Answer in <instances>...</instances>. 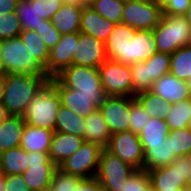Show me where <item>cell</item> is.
<instances>
[{
    "mask_svg": "<svg viewBox=\"0 0 191 191\" xmlns=\"http://www.w3.org/2000/svg\"><path fill=\"white\" fill-rule=\"evenodd\" d=\"M150 91L170 104L191 98L186 81L180 80L170 73L155 81Z\"/></svg>",
    "mask_w": 191,
    "mask_h": 191,
    "instance_id": "17",
    "label": "cell"
},
{
    "mask_svg": "<svg viewBox=\"0 0 191 191\" xmlns=\"http://www.w3.org/2000/svg\"><path fill=\"white\" fill-rule=\"evenodd\" d=\"M49 83L57 90L61 105L86 118L99 109L106 97L85 96L77 90L64 87L55 77Z\"/></svg>",
    "mask_w": 191,
    "mask_h": 191,
    "instance_id": "12",
    "label": "cell"
},
{
    "mask_svg": "<svg viewBox=\"0 0 191 191\" xmlns=\"http://www.w3.org/2000/svg\"><path fill=\"white\" fill-rule=\"evenodd\" d=\"M35 31L46 44L49 51L59 43L62 36V34L53 26L51 20L47 19H44Z\"/></svg>",
    "mask_w": 191,
    "mask_h": 191,
    "instance_id": "42",
    "label": "cell"
},
{
    "mask_svg": "<svg viewBox=\"0 0 191 191\" xmlns=\"http://www.w3.org/2000/svg\"><path fill=\"white\" fill-rule=\"evenodd\" d=\"M145 63L149 67L150 79L153 82L170 73V54L156 52Z\"/></svg>",
    "mask_w": 191,
    "mask_h": 191,
    "instance_id": "38",
    "label": "cell"
},
{
    "mask_svg": "<svg viewBox=\"0 0 191 191\" xmlns=\"http://www.w3.org/2000/svg\"><path fill=\"white\" fill-rule=\"evenodd\" d=\"M5 69H4V66H3V61H2V58H1V55H0V76H5Z\"/></svg>",
    "mask_w": 191,
    "mask_h": 191,
    "instance_id": "57",
    "label": "cell"
},
{
    "mask_svg": "<svg viewBox=\"0 0 191 191\" xmlns=\"http://www.w3.org/2000/svg\"><path fill=\"white\" fill-rule=\"evenodd\" d=\"M124 5L116 0H96L90 7L116 25L123 23Z\"/></svg>",
    "mask_w": 191,
    "mask_h": 191,
    "instance_id": "35",
    "label": "cell"
},
{
    "mask_svg": "<svg viewBox=\"0 0 191 191\" xmlns=\"http://www.w3.org/2000/svg\"><path fill=\"white\" fill-rule=\"evenodd\" d=\"M162 17V9L150 0L128 2L123 9V23L136 30H154Z\"/></svg>",
    "mask_w": 191,
    "mask_h": 191,
    "instance_id": "11",
    "label": "cell"
},
{
    "mask_svg": "<svg viewBox=\"0 0 191 191\" xmlns=\"http://www.w3.org/2000/svg\"><path fill=\"white\" fill-rule=\"evenodd\" d=\"M22 30L16 12L0 16V41L18 37Z\"/></svg>",
    "mask_w": 191,
    "mask_h": 191,
    "instance_id": "40",
    "label": "cell"
},
{
    "mask_svg": "<svg viewBox=\"0 0 191 191\" xmlns=\"http://www.w3.org/2000/svg\"><path fill=\"white\" fill-rule=\"evenodd\" d=\"M54 131L73 134L83 138L85 118L61 105L56 116Z\"/></svg>",
    "mask_w": 191,
    "mask_h": 191,
    "instance_id": "29",
    "label": "cell"
},
{
    "mask_svg": "<svg viewBox=\"0 0 191 191\" xmlns=\"http://www.w3.org/2000/svg\"><path fill=\"white\" fill-rule=\"evenodd\" d=\"M84 139L80 136L54 131L49 151L50 160L59 166L77 151Z\"/></svg>",
    "mask_w": 191,
    "mask_h": 191,
    "instance_id": "19",
    "label": "cell"
},
{
    "mask_svg": "<svg viewBox=\"0 0 191 191\" xmlns=\"http://www.w3.org/2000/svg\"><path fill=\"white\" fill-rule=\"evenodd\" d=\"M54 131L25 123L20 147L27 152L49 153Z\"/></svg>",
    "mask_w": 191,
    "mask_h": 191,
    "instance_id": "25",
    "label": "cell"
},
{
    "mask_svg": "<svg viewBox=\"0 0 191 191\" xmlns=\"http://www.w3.org/2000/svg\"><path fill=\"white\" fill-rule=\"evenodd\" d=\"M191 117V98L171 104V109L165 119L170 130L187 128Z\"/></svg>",
    "mask_w": 191,
    "mask_h": 191,
    "instance_id": "34",
    "label": "cell"
},
{
    "mask_svg": "<svg viewBox=\"0 0 191 191\" xmlns=\"http://www.w3.org/2000/svg\"><path fill=\"white\" fill-rule=\"evenodd\" d=\"M186 83H187L189 92H190V94H191V77L186 81Z\"/></svg>",
    "mask_w": 191,
    "mask_h": 191,
    "instance_id": "58",
    "label": "cell"
},
{
    "mask_svg": "<svg viewBox=\"0 0 191 191\" xmlns=\"http://www.w3.org/2000/svg\"><path fill=\"white\" fill-rule=\"evenodd\" d=\"M151 179L152 191H169L183 189L185 191L189 183H179L177 172V158L168 166L159 167L147 171Z\"/></svg>",
    "mask_w": 191,
    "mask_h": 191,
    "instance_id": "21",
    "label": "cell"
},
{
    "mask_svg": "<svg viewBox=\"0 0 191 191\" xmlns=\"http://www.w3.org/2000/svg\"><path fill=\"white\" fill-rule=\"evenodd\" d=\"M130 106L131 97L128 96H107L99 106L112 135L129 131Z\"/></svg>",
    "mask_w": 191,
    "mask_h": 191,
    "instance_id": "13",
    "label": "cell"
},
{
    "mask_svg": "<svg viewBox=\"0 0 191 191\" xmlns=\"http://www.w3.org/2000/svg\"><path fill=\"white\" fill-rule=\"evenodd\" d=\"M7 116L5 107L3 106L2 103H0V122L2 119H4Z\"/></svg>",
    "mask_w": 191,
    "mask_h": 191,
    "instance_id": "53",
    "label": "cell"
},
{
    "mask_svg": "<svg viewBox=\"0 0 191 191\" xmlns=\"http://www.w3.org/2000/svg\"><path fill=\"white\" fill-rule=\"evenodd\" d=\"M136 170H143L144 152L138 134L123 131L110 137L106 148Z\"/></svg>",
    "mask_w": 191,
    "mask_h": 191,
    "instance_id": "10",
    "label": "cell"
},
{
    "mask_svg": "<svg viewBox=\"0 0 191 191\" xmlns=\"http://www.w3.org/2000/svg\"><path fill=\"white\" fill-rule=\"evenodd\" d=\"M169 191H184L183 189H173V190H169Z\"/></svg>",
    "mask_w": 191,
    "mask_h": 191,
    "instance_id": "62",
    "label": "cell"
},
{
    "mask_svg": "<svg viewBox=\"0 0 191 191\" xmlns=\"http://www.w3.org/2000/svg\"><path fill=\"white\" fill-rule=\"evenodd\" d=\"M130 71L133 81V97L151 90L154 82L150 79L149 67L145 62L130 65Z\"/></svg>",
    "mask_w": 191,
    "mask_h": 191,
    "instance_id": "36",
    "label": "cell"
},
{
    "mask_svg": "<svg viewBox=\"0 0 191 191\" xmlns=\"http://www.w3.org/2000/svg\"><path fill=\"white\" fill-rule=\"evenodd\" d=\"M80 177L66 174L62 172L60 169H57L52 177L50 191H72L75 189L79 181Z\"/></svg>",
    "mask_w": 191,
    "mask_h": 191,
    "instance_id": "43",
    "label": "cell"
},
{
    "mask_svg": "<svg viewBox=\"0 0 191 191\" xmlns=\"http://www.w3.org/2000/svg\"><path fill=\"white\" fill-rule=\"evenodd\" d=\"M120 191H152L149 173L145 170H136Z\"/></svg>",
    "mask_w": 191,
    "mask_h": 191,
    "instance_id": "41",
    "label": "cell"
},
{
    "mask_svg": "<svg viewBox=\"0 0 191 191\" xmlns=\"http://www.w3.org/2000/svg\"><path fill=\"white\" fill-rule=\"evenodd\" d=\"M177 157L171 149L170 140L166 138L162 144L150 145L144 152L143 170L149 171L170 165Z\"/></svg>",
    "mask_w": 191,
    "mask_h": 191,
    "instance_id": "26",
    "label": "cell"
},
{
    "mask_svg": "<svg viewBox=\"0 0 191 191\" xmlns=\"http://www.w3.org/2000/svg\"><path fill=\"white\" fill-rule=\"evenodd\" d=\"M37 1V10L41 18L51 20L52 16L61 8L63 0H31Z\"/></svg>",
    "mask_w": 191,
    "mask_h": 191,
    "instance_id": "44",
    "label": "cell"
},
{
    "mask_svg": "<svg viewBox=\"0 0 191 191\" xmlns=\"http://www.w3.org/2000/svg\"><path fill=\"white\" fill-rule=\"evenodd\" d=\"M150 117L166 119L171 109V104L151 91L142 92L135 96Z\"/></svg>",
    "mask_w": 191,
    "mask_h": 191,
    "instance_id": "32",
    "label": "cell"
},
{
    "mask_svg": "<svg viewBox=\"0 0 191 191\" xmlns=\"http://www.w3.org/2000/svg\"><path fill=\"white\" fill-rule=\"evenodd\" d=\"M177 172L179 183L191 184V159L189 156L177 157Z\"/></svg>",
    "mask_w": 191,
    "mask_h": 191,
    "instance_id": "47",
    "label": "cell"
},
{
    "mask_svg": "<svg viewBox=\"0 0 191 191\" xmlns=\"http://www.w3.org/2000/svg\"><path fill=\"white\" fill-rule=\"evenodd\" d=\"M115 24L100 16L91 7H83L81 12L80 32L106 42Z\"/></svg>",
    "mask_w": 191,
    "mask_h": 191,
    "instance_id": "18",
    "label": "cell"
},
{
    "mask_svg": "<svg viewBox=\"0 0 191 191\" xmlns=\"http://www.w3.org/2000/svg\"><path fill=\"white\" fill-rule=\"evenodd\" d=\"M169 132L170 128L164 119L152 117L138 134L143 152H145L150 145H158L166 141Z\"/></svg>",
    "mask_w": 191,
    "mask_h": 191,
    "instance_id": "27",
    "label": "cell"
},
{
    "mask_svg": "<svg viewBox=\"0 0 191 191\" xmlns=\"http://www.w3.org/2000/svg\"><path fill=\"white\" fill-rule=\"evenodd\" d=\"M116 1H118V2H120V3H123V4H126V3H128V2L136 1V0H116Z\"/></svg>",
    "mask_w": 191,
    "mask_h": 191,
    "instance_id": "59",
    "label": "cell"
},
{
    "mask_svg": "<svg viewBox=\"0 0 191 191\" xmlns=\"http://www.w3.org/2000/svg\"><path fill=\"white\" fill-rule=\"evenodd\" d=\"M136 171L118 156L103 149L95 178L105 191H120L128 178Z\"/></svg>",
    "mask_w": 191,
    "mask_h": 191,
    "instance_id": "6",
    "label": "cell"
},
{
    "mask_svg": "<svg viewBox=\"0 0 191 191\" xmlns=\"http://www.w3.org/2000/svg\"><path fill=\"white\" fill-rule=\"evenodd\" d=\"M4 191H32L22 174L5 175Z\"/></svg>",
    "mask_w": 191,
    "mask_h": 191,
    "instance_id": "46",
    "label": "cell"
},
{
    "mask_svg": "<svg viewBox=\"0 0 191 191\" xmlns=\"http://www.w3.org/2000/svg\"><path fill=\"white\" fill-rule=\"evenodd\" d=\"M98 70L106 96L133 97V81L129 65L107 59Z\"/></svg>",
    "mask_w": 191,
    "mask_h": 191,
    "instance_id": "8",
    "label": "cell"
},
{
    "mask_svg": "<svg viewBox=\"0 0 191 191\" xmlns=\"http://www.w3.org/2000/svg\"><path fill=\"white\" fill-rule=\"evenodd\" d=\"M61 107L57 90L48 82L28 104L23 115L28 125L54 131L56 116Z\"/></svg>",
    "mask_w": 191,
    "mask_h": 191,
    "instance_id": "4",
    "label": "cell"
},
{
    "mask_svg": "<svg viewBox=\"0 0 191 191\" xmlns=\"http://www.w3.org/2000/svg\"><path fill=\"white\" fill-rule=\"evenodd\" d=\"M136 29L125 23L116 24L105 42L107 59L128 65V48Z\"/></svg>",
    "mask_w": 191,
    "mask_h": 191,
    "instance_id": "16",
    "label": "cell"
},
{
    "mask_svg": "<svg viewBox=\"0 0 191 191\" xmlns=\"http://www.w3.org/2000/svg\"><path fill=\"white\" fill-rule=\"evenodd\" d=\"M187 128L191 130V117H190V119L188 121Z\"/></svg>",
    "mask_w": 191,
    "mask_h": 191,
    "instance_id": "60",
    "label": "cell"
},
{
    "mask_svg": "<svg viewBox=\"0 0 191 191\" xmlns=\"http://www.w3.org/2000/svg\"><path fill=\"white\" fill-rule=\"evenodd\" d=\"M191 4V0H169L162 8V16H184Z\"/></svg>",
    "mask_w": 191,
    "mask_h": 191,
    "instance_id": "45",
    "label": "cell"
},
{
    "mask_svg": "<svg viewBox=\"0 0 191 191\" xmlns=\"http://www.w3.org/2000/svg\"><path fill=\"white\" fill-rule=\"evenodd\" d=\"M107 60L105 43L79 32V41L72 56V64L98 68Z\"/></svg>",
    "mask_w": 191,
    "mask_h": 191,
    "instance_id": "14",
    "label": "cell"
},
{
    "mask_svg": "<svg viewBox=\"0 0 191 191\" xmlns=\"http://www.w3.org/2000/svg\"><path fill=\"white\" fill-rule=\"evenodd\" d=\"M185 191H191V184L186 187Z\"/></svg>",
    "mask_w": 191,
    "mask_h": 191,
    "instance_id": "61",
    "label": "cell"
},
{
    "mask_svg": "<svg viewBox=\"0 0 191 191\" xmlns=\"http://www.w3.org/2000/svg\"><path fill=\"white\" fill-rule=\"evenodd\" d=\"M150 1L162 9L168 3L169 0H150Z\"/></svg>",
    "mask_w": 191,
    "mask_h": 191,
    "instance_id": "51",
    "label": "cell"
},
{
    "mask_svg": "<svg viewBox=\"0 0 191 191\" xmlns=\"http://www.w3.org/2000/svg\"><path fill=\"white\" fill-rule=\"evenodd\" d=\"M0 55L5 74L48 76L45 68L31 56L30 51L19 36L1 40Z\"/></svg>",
    "mask_w": 191,
    "mask_h": 191,
    "instance_id": "2",
    "label": "cell"
},
{
    "mask_svg": "<svg viewBox=\"0 0 191 191\" xmlns=\"http://www.w3.org/2000/svg\"><path fill=\"white\" fill-rule=\"evenodd\" d=\"M188 156H189V158L191 159V151L189 152Z\"/></svg>",
    "mask_w": 191,
    "mask_h": 191,
    "instance_id": "63",
    "label": "cell"
},
{
    "mask_svg": "<svg viewBox=\"0 0 191 191\" xmlns=\"http://www.w3.org/2000/svg\"><path fill=\"white\" fill-rule=\"evenodd\" d=\"M176 157L188 156L191 151V130L188 128L170 130L168 137Z\"/></svg>",
    "mask_w": 191,
    "mask_h": 191,
    "instance_id": "37",
    "label": "cell"
},
{
    "mask_svg": "<svg viewBox=\"0 0 191 191\" xmlns=\"http://www.w3.org/2000/svg\"><path fill=\"white\" fill-rule=\"evenodd\" d=\"M112 136L104 117L99 109L85 118V133L83 139L106 149Z\"/></svg>",
    "mask_w": 191,
    "mask_h": 191,
    "instance_id": "24",
    "label": "cell"
},
{
    "mask_svg": "<svg viewBox=\"0 0 191 191\" xmlns=\"http://www.w3.org/2000/svg\"><path fill=\"white\" fill-rule=\"evenodd\" d=\"M5 190V174L0 171V191Z\"/></svg>",
    "mask_w": 191,
    "mask_h": 191,
    "instance_id": "52",
    "label": "cell"
},
{
    "mask_svg": "<svg viewBox=\"0 0 191 191\" xmlns=\"http://www.w3.org/2000/svg\"><path fill=\"white\" fill-rule=\"evenodd\" d=\"M79 41V32L63 34L59 43L49 51L45 68L50 78L55 77L63 69L72 65V56Z\"/></svg>",
    "mask_w": 191,
    "mask_h": 191,
    "instance_id": "15",
    "label": "cell"
},
{
    "mask_svg": "<svg viewBox=\"0 0 191 191\" xmlns=\"http://www.w3.org/2000/svg\"><path fill=\"white\" fill-rule=\"evenodd\" d=\"M184 17L186 18L188 23L191 25V4H190L186 14L184 15Z\"/></svg>",
    "mask_w": 191,
    "mask_h": 191,
    "instance_id": "54",
    "label": "cell"
},
{
    "mask_svg": "<svg viewBox=\"0 0 191 191\" xmlns=\"http://www.w3.org/2000/svg\"><path fill=\"white\" fill-rule=\"evenodd\" d=\"M55 78L64 87L77 90L85 96L107 97L98 68L72 64L63 69Z\"/></svg>",
    "mask_w": 191,
    "mask_h": 191,
    "instance_id": "5",
    "label": "cell"
},
{
    "mask_svg": "<svg viewBox=\"0 0 191 191\" xmlns=\"http://www.w3.org/2000/svg\"><path fill=\"white\" fill-rule=\"evenodd\" d=\"M50 79L49 76L6 74L2 104L7 115L23 117L28 104Z\"/></svg>",
    "mask_w": 191,
    "mask_h": 191,
    "instance_id": "1",
    "label": "cell"
},
{
    "mask_svg": "<svg viewBox=\"0 0 191 191\" xmlns=\"http://www.w3.org/2000/svg\"><path fill=\"white\" fill-rule=\"evenodd\" d=\"M64 3H71L82 6V0H63Z\"/></svg>",
    "mask_w": 191,
    "mask_h": 191,
    "instance_id": "56",
    "label": "cell"
},
{
    "mask_svg": "<svg viewBox=\"0 0 191 191\" xmlns=\"http://www.w3.org/2000/svg\"><path fill=\"white\" fill-rule=\"evenodd\" d=\"M23 30L35 31L44 20L37 10V1L19 0L15 10Z\"/></svg>",
    "mask_w": 191,
    "mask_h": 191,
    "instance_id": "31",
    "label": "cell"
},
{
    "mask_svg": "<svg viewBox=\"0 0 191 191\" xmlns=\"http://www.w3.org/2000/svg\"><path fill=\"white\" fill-rule=\"evenodd\" d=\"M102 150L99 145L84 141L77 151L58 166V169L81 179L94 178Z\"/></svg>",
    "mask_w": 191,
    "mask_h": 191,
    "instance_id": "7",
    "label": "cell"
},
{
    "mask_svg": "<svg viewBox=\"0 0 191 191\" xmlns=\"http://www.w3.org/2000/svg\"><path fill=\"white\" fill-rule=\"evenodd\" d=\"M157 52L153 30H136L128 48V65L145 62Z\"/></svg>",
    "mask_w": 191,
    "mask_h": 191,
    "instance_id": "20",
    "label": "cell"
},
{
    "mask_svg": "<svg viewBox=\"0 0 191 191\" xmlns=\"http://www.w3.org/2000/svg\"><path fill=\"white\" fill-rule=\"evenodd\" d=\"M19 37L22 39L26 48L44 68L47 67L49 50L36 31L22 30Z\"/></svg>",
    "mask_w": 191,
    "mask_h": 191,
    "instance_id": "33",
    "label": "cell"
},
{
    "mask_svg": "<svg viewBox=\"0 0 191 191\" xmlns=\"http://www.w3.org/2000/svg\"><path fill=\"white\" fill-rule=\"evenodd\" d=\"M4 90H5L4 76H0V103H2Z\"/></svg>",
    "mask_w": 191,
    "mask_h": 191,
    "instance_id": "50",
    "label": "cell"
},
{
    "mask_svg": "<svg viewBox=\"0 0 191 191\" xmlns=\"http://www.w3.org/2000/svg\"><path fill=\"white\" fill-rule=\"evenodd\" d=\"M150 119V115L140 102L135 97H131L129 131L139 134Z\"/></svg>",
    "mask_w": 191,
    "mask_h": 191,
    "instance_id": "39",
    "label": "cell"
},
{
    "mask_svg": "<svg viewBox=\"0 0 191 191\" xmlns=\"http://www.w3.org/2000/svg\"><path fill=\"white\" fill-rule=\"evenodd\" d=\"M96 0H82V7H90Z\"/></svg>",
    "mask_w": 191,
    "mask_h": 191,
    "instance_id": "55",
    "label": "cell"
},
{
    "mask_svg": "<svg viewBox=\"0 0 191 191\" xmlns=\"http://www.w3.org/2000/svg\"><path fill=\"white\" fill-rule=\"evenodd\" d=\"M82 9L81 5L63 3L52 16L51 22L62 35L80 32Z\"/></svg>",
    "mask_w": 191,
    "mask_h": 191,
    "instance_id": "22",
    "label": "cell"
},
{
    "mask_svg": "<svg viewBox=\"0 0 191 191\" xmlns=\"http://www.w3.org/2000/svg\"><path fill=\"white\" fill-rule=\"evenodd\" d=\"M29 167L22 176L32 191H48L58 166L50 160L49 153L28 152Z\"/></svg>",
    "mask_w": 191,
    "mask_h": 191,
    "instance_id": "9",
    "label": "cell"
},
{
    "mask_svg": "<svg viewBox=\"0 0 191 191\" xmlns=\"http://www.w3.org/2000/svg\"><path fill=\"white\" fill-rule=\"evenodd\" d=\"M28 167V152L20 146L0 153V171L5 175L23 174Z\"/></svg>",
    "mask_w": 191,
    "mask_h": 191,
    "instance_id": "28",
    "label": "cell"
},
{
    "mask_svg": "<svg viewBox=\"0 0 191 191\" xmlns=\"http://www.w3.org/2000/svg\"><path fill=\"white\" fill-rule=\"evenodd\" d=\"M72 191H105L99 181L94 178L81 179Z\"/></svg>",
    "mask_w": 191,
    "mask_h": 191,
    "instance_id": "48",
    "label": "cell"
},
{
    "mask_svg": "<svg viewBox=\"0 0 191 191\" xmlns=\"http://www.w3.org/2000/svg\"><path fill=\"white\" fill-rule=\"evenodd\" d=\"M19 0H0V16L15 12Z\"/></svg>",
    "mask_w": 191,
    "mask_h": 191,
    "instance_id": "49",
    "label": "cell"
},
{
    "mask_svg": "<svg viewBox=\"0 0 191 191\" xmlns=\"http://www.w3.org/2000/svg\"><path fill=\"white\" fill-rule=\"evenodd\" d=\"M25 121L22 116L7 115L0 122V153L19 147Z\"/></svg>",
    "mask_w": 191,
    "mask_h": 191,
    "instance_id": "23",
    "label": "cell"
},
{
    "mask_svg": "<svg viewBox=\"0 0 191 191\" xmlns=\"http://www.w3.org/2000/svg\"><path fill=\"white\" fill-rule=\"evenodd\" d=\"M170 74L183 81L191 77V44L170 55Z\"/></svg>",
    "mask_w": 191,
    "mask_h": 191,
    "instance_id": "30",
    "label": "cell"
},
{
    "mask_svg": "<svg viewBox=\"0 0 191 191\" xmlns=\"http://www.w3.org/2000/svg\"><path fill=\"white\" fill-rule=\"evenodd\" d=\"M153 35L157 52L171 55L191 44V25L184 16H162Z\"/></svg>",
    "mask_w": 191,
    "mask_h": 191,
    "instance_id": "3",
    "label": "cell"
}]
</instances>
